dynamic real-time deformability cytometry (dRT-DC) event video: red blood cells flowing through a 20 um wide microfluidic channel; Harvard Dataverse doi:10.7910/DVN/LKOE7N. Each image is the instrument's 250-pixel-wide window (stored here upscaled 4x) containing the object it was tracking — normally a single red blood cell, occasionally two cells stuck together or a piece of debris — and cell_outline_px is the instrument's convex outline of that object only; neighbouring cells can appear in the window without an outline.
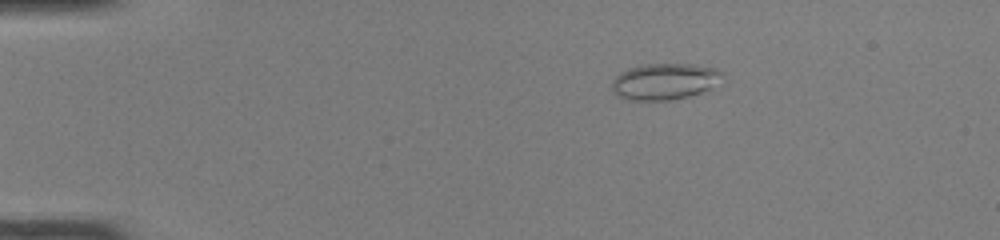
{"species": "common noctule bat (a hibernating species)", "species_latin": "Nyctalus noctula", "temperature_condition": "room temperature", "stored_images_in_passage": 41, "camera_frame_rate_fps": 3000, "um_per_image_px": 0.085, "animal": {"sex": "female", "body_mass_g": 22.0, "forearm_length_mm": 56.7}, "frame": {"image": 1, "passage_image": 1, "time_ms": 0.0, "image_size_px": [1000, 240], "cell_outline_px": [[724, 72], [708, 88], [700, 92], [688, 96], [668, 100], [628, 100], [616, 96], [612, 92], [612, 80], [620, 72], [628, 68], [644, 64], [696, 64], [716, 68]], "centroid_in_image_um": [56.4, 6.91], "position_along_channel_um": 28.6, "area_um2": 23.18}}
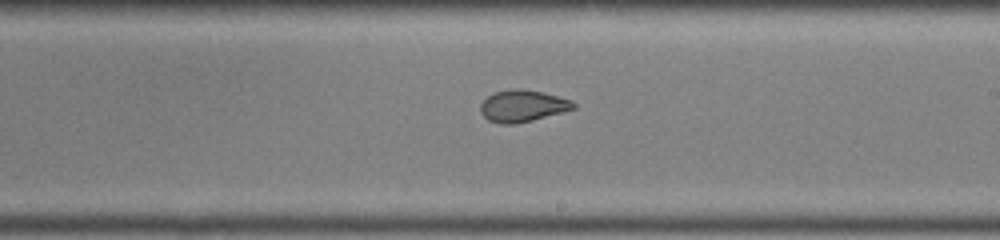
{"frame": {"image": 2, "passage_image": 22, "time_ms": 7.0, "image_size_px": [1000, 240], "cell_outline_px": [[576, 108], [564, 112], [516, 124], [500, 124], [488, 120], [480, 112], [480, 104], [488, 96], [496, 92], [516, 88], [520, 88], [544, 92], [572, 100], [576, 104]], "centroid_in_image_um": [44.44, 9.0], "position_along_channel_um": 244.6, "area_um2": 17.34}}
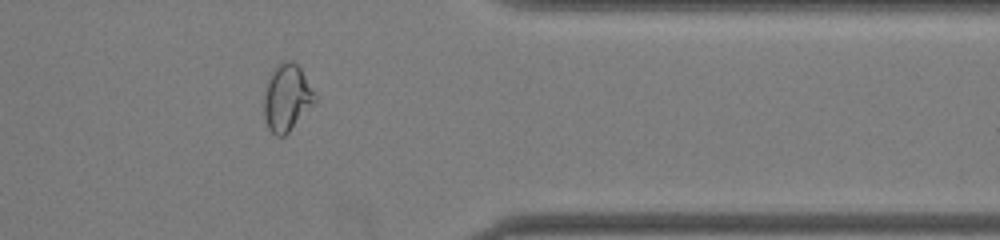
{"frame": {"image": 3, "passage_image": 33, "time_ms": 10.667, "image_size_px": [1000, 240], "cell_outline_px": [[316, 100], [288, 132], [284, 136], [276, 136], [268, 128], [264, 116], [264, 96], [268, 80], [276, 64], [284, 60], [292, 60], [300, 68], [316, 96]], "centroid_in_image_um": [24.36, 8.29], "position_along_channel_um": 387.0, "area_um2": 19.42}, "authors_computed_cell_mechanics": {"area_um2": 18.9006, "velocity_mm_per_s": 4.135, "shape_relaxation_time_tau1_ms": null, "shape_relaxation_time_tau2_ms": 0.9312, "deformation_change_tau1": null, "deformation_change_tau2": 0.0656}}